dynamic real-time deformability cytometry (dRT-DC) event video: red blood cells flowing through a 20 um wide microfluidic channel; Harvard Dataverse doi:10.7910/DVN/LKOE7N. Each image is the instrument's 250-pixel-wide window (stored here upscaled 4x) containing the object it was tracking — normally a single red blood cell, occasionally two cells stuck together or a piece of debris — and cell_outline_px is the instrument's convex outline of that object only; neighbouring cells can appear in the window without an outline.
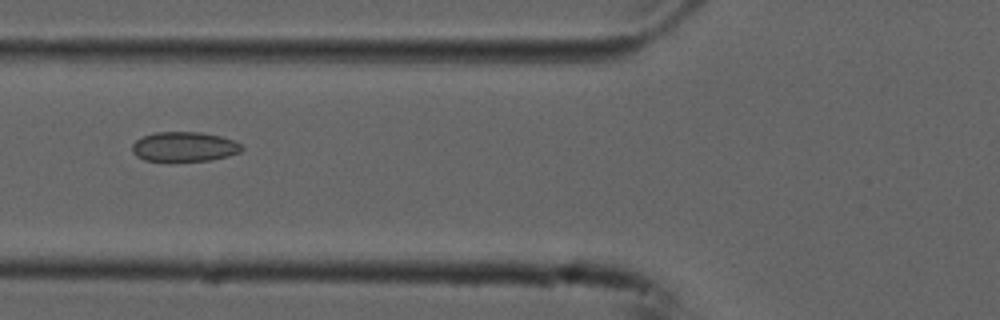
{"species": "common noctule bat (a hibernating species)", "species_latin": "Nyctalus noctula", "temperature_condition": "cold", "stored_images_in_passage": 5, "camera_frame_rate_fps": 3000, "um_per_image_px": 0.085, "animal": {"sex": "male", "forearm_length_mm": 52.5}, "frame": {"image": 1, "passage_image": 3, "time_ms": 0.667, "image_size_px": [1000, 320], "cell_outline_px": [[244, 148], [240, 152], [228, 156], [212, 160], [144, 160], [136, 156], [132, 152], [132, 144], [136, 140], [144, 136], [156, 132], [200, 132], [220, 136], [236, 140]], "centroid_in_image_um": [15.68, 12.46], "position_along_channel_um": 110.1, "area_um2": 18.84}}
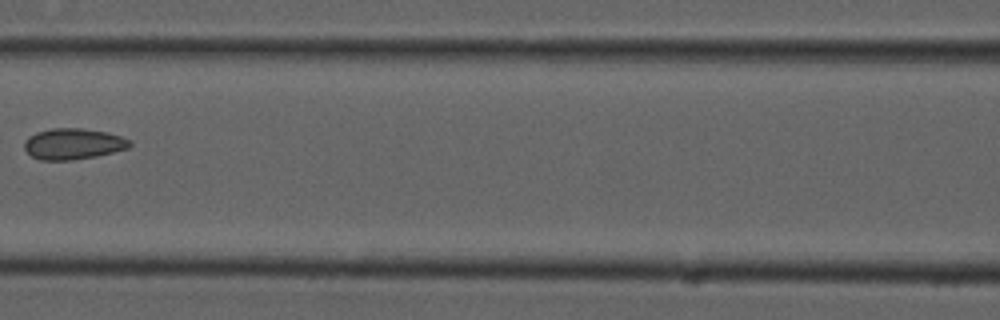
{"frame": {"image": 2, "passage_image": 4, "time_ms": 1.0, "image_size_px": [1000, 320], "cell_outline_px": [[132, 144], [128, 148], [96, 156], [72, 160], [40, 160], [32, 156], [24, 148], [24, 140], [28, 136], [36, 132], [52, 128], [80, 128], [108, 132], [132, 140]], "centroid_in_image_um": [6.21, 12.22], "position_along_channel_um": 160.4, "area_um2": 19.13}}
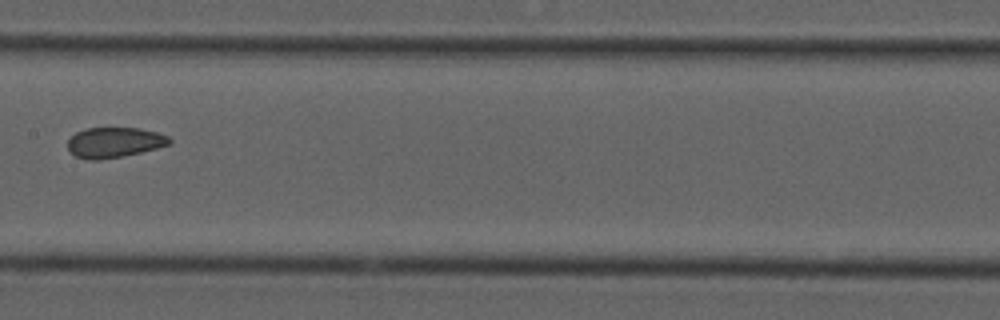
{"frame": {"image": 3, "passage_image": 5, "time_ms": 1.333, "image_size_px": [1000, 320], "cell_outline_px": [[172, 144], [140, 152], [120, 156], [96, 160], [88, 160], [76, 156], [68, 148], [68, 140], [76, 132], [88, 128], [140, 128], [156, 132], [168, 136], [172, 140]], "centroid_in_image_um": [9.74, 12.1], "position_along_channel_um": 197.7, "area_um2": 17.74}}